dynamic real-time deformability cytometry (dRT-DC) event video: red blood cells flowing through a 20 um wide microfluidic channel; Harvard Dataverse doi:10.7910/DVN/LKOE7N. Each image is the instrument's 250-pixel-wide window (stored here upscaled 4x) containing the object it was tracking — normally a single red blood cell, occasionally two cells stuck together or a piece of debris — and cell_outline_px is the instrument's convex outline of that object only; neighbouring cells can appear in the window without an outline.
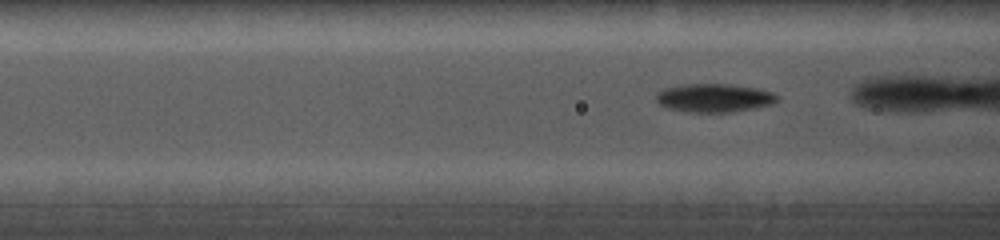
{"species": "common noctule bat (a hibernating species)", "species_latin": "Nyctalus noctula", "temperature_condition": "cold", "stored_images_in_passage": 46, "camera_frame_rate_fps": 5000, "um_per_image_px": 0.085, "animal": {"sex": "female", "body_mass_g": 19.0, "forearm_length_mm": 56.7}, "frame": {"image": 1, "passage_image": 5, "time_ms": 0.8, "image_size_px": [1000, 240], "cell_outline_px": [[780, 100], [772, 104], [732, 112], [684, 112], [664, 108], [656, 100], [656, 92], [664, 88], [684, 84], [728, 84], [756, 88], [772, 92], [780, 96]], "centroid_in_image_um": [60.68, 8.33], "position_along_channel_um": 105.9, "area_um2": 20.29}}
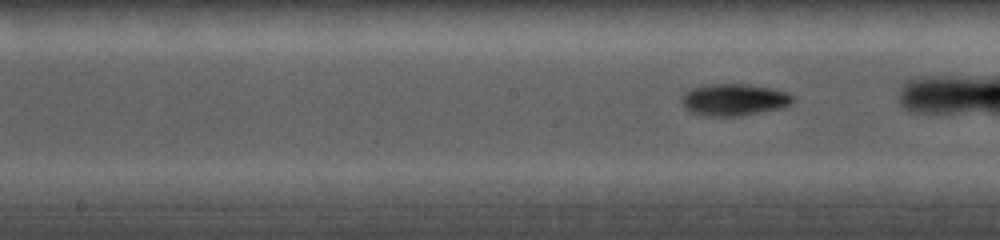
{"frame": {"image": 2, "passage_image": 16, "time_ms": 2.8, "image_size_px": [1000, 240], "cell_outline_px": [[796, 100], [792, 104], [780, 108], [740, 116], [704, 116], [692, 112], [684, 108], [680, 100], [684, 92], [688, 88], [704, 84], [748, 84], [772, 88], [788, 92], [796, 96]], "centroid_in_image_um": [62.39, 8.46], "position_along_channel_um": 185.8, "area_um2": 21.15}}
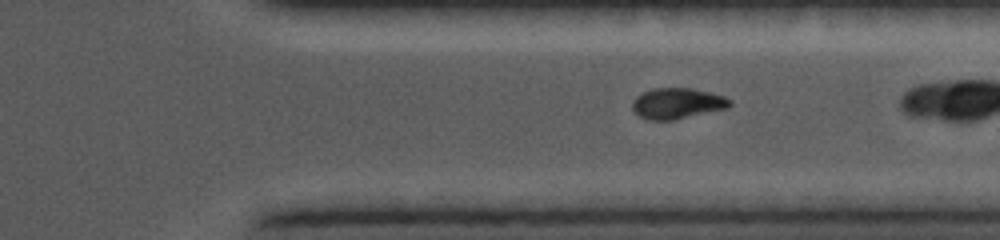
{"frame": {"image": 3, "passage_image": 39, "time_ms": 7.0, "image_size_px": [1000, 240], "cell_outline_px": [[732, 104], [728, 108], [672, 120], [648, 120], [640, 116], [632, 108], [632, 100], [640, 92], [652, 88], [688, 88], [708, 92], [724, 96], [732, 100]], "centroid_in_image_um": [57.54, 8.78], "position_along_channel_um": 353.9, "area_um2": 17.51}}